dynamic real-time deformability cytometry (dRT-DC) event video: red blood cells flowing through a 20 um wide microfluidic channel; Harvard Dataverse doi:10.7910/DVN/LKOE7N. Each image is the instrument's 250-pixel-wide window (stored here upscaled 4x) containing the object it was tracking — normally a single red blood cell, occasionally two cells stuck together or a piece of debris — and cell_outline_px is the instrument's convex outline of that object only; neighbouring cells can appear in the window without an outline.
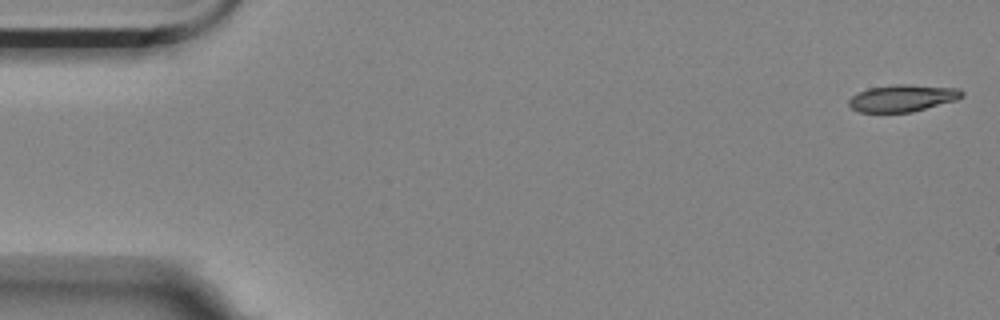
{"species": "Egyptian fruit bat (a non-hibernating species)", "species_latin": "Rousettus aegyptiacus", "temperature_condition": "room temperature", "stored_images_in_passage": 56, "camera_frame_rate_fps": 3000, "um_per_image_px": 0.085, "animal": {"sex": "female"}, "frame": {"image": 1, "passage_image": 1, "time_ms": 0.0, "image_size_px": [1000, 320], "cell_outline_px": [[964, 96], [956, 100], [912, 112], [860, 112], [852, 108], [848, 104], [848, 100], [852, 96], [868, 88], [892, 84], [908, 84], [960, 88], [964, 92]], "centroid_in_image_um": [76.74, 8.33], "position_along_channel_um": 8.3, "area_um2": 17.86}}
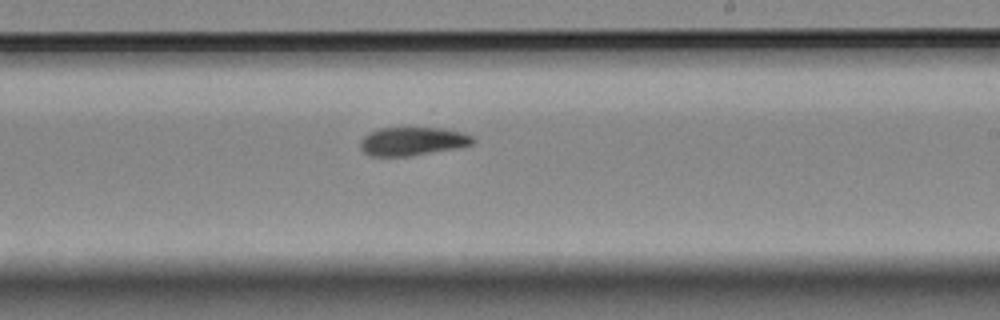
{"frame": {"image": 2, "passage_image": 33, "time_ms": 10.667, "image_size_px": [1000, 320], "cell_outline_px": [[476, 140], [472, 144], [456, 148], [408, 156], [372, 156], [364, 152], [360, 148], [360, 140], [368, 132], [380, 128], [444, 128], [460, 132], [472, 136]], "centroid_in_image_um": [35.03, 12.0], "position_along_channel_um": 254.0, "area_um2": 18.55}}
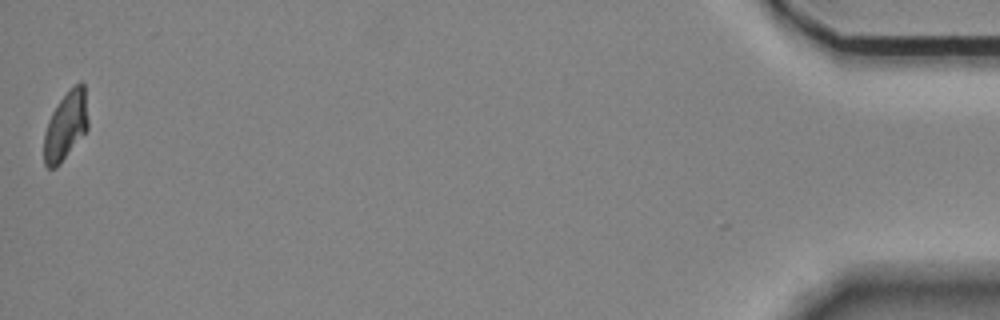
{"frame": {"image": 3, "passage_image": 56, "time_ms": 18.333, "image_size_px": [1000, 320], "cell_outline_px": [[88, 128], [60, 164], [56, 168], [48, 168], [44, 164], [44, 132], [48, 120], [52, 112], [60, 100], [80, 80], [84, 84], [88, 120]], "centroid_in_image_um": [5.58, 10.72], "position_along_channel_um": 429.6, "area_um2": 17.4}, "authors_computed_cell_mechanics": {"area_um2": 18.5249, "velocity_mm_per_s": 3.5097, "shape_relaxation_time_tau1_ms": 10.9255, "shape_relaxation_time_tau2_ms": 5.0967, "deformation_change_tau1": 0.2645, "deformation_change_tau2": 0.1017}}